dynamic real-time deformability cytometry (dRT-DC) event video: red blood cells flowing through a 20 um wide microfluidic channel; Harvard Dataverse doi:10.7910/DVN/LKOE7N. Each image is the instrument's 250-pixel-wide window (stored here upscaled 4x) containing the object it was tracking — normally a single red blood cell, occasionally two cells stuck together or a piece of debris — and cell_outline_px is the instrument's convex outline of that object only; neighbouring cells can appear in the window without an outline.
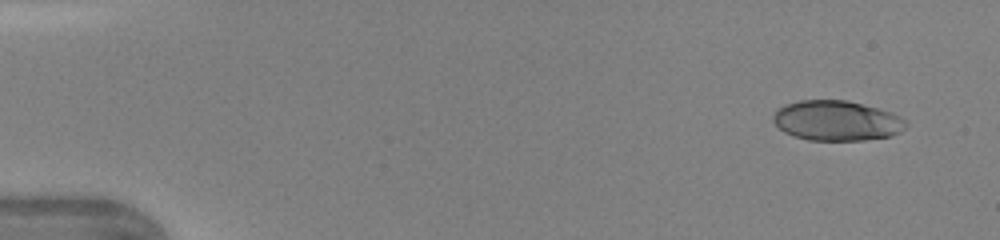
{"species": "human", "species_latin": "Homo sapiens", "temperature_condition": "warm", "stored_images_in_passage": 44, "camera_frame_rate_fps": 3000, "um_per_image_px": 0.085, "donor": {"sex": "female"}, "frame": {"image": 1, "passage_image": 3, "time_ms": 0.667, "image_size_px": [1000, 240], "cell_outline_px": [[908, 124], [900, 132], [892, 136], [864, 140], [808, 140], [792, 136], [784, 132], [772, 120], [772, 116], [776, 108], [784, 104], [800, 100], [848, 100], [892, 112], [908, 120]], "centroid_in_image_um": [71.12, 10.25], "position_along_channel_um": 13.9, "area_um2": 31.39}}
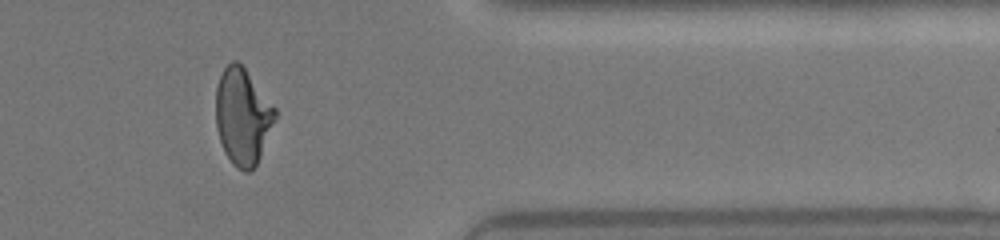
{"frame": {"image": 2, "passage_image": 37, "time_ms": 12.0, "image_size_px": [1000, 240], "cell_outline_px": [[276, 116], [260, 156], [256, 164], [248, 172], [244, 172], [236, 168], [232, 164], [224, 152], [216, 128], [216, 88], [220, 76], [224, 68], [232, 60], [236, 60], [244, 68], [276, 108]], "centroid_in_image_um": [20.6, 9.91], "position_along_channel_um": 390.8, "area_um2": 32.95}}
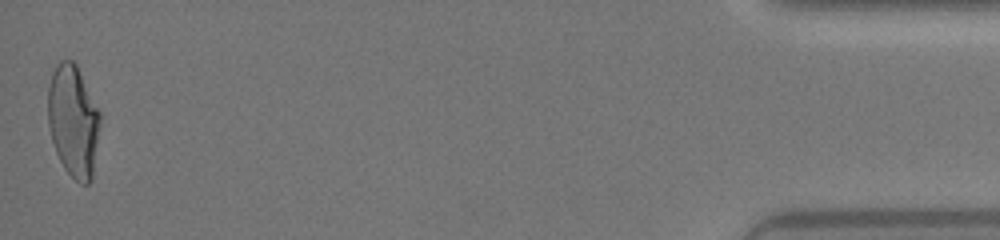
{"frame": {"image": 3, "passage_image": 44, "time_ms": 14.333, "image_size_px": [1000, 240], "cell_outline_px": [[100, 124], [92, 180], [88, 184], [80, 184], [64, 168], [56, 152], [52, 140], [48, 124], [48, 88], [52, 72], [56, 64], [60, 60], [72, 60], [76, 64], [100, 112]], "centroid_in_image_um": [6.22, 10.28], "position_along_channel_um": 429.0, "area_um2": 33.99}}